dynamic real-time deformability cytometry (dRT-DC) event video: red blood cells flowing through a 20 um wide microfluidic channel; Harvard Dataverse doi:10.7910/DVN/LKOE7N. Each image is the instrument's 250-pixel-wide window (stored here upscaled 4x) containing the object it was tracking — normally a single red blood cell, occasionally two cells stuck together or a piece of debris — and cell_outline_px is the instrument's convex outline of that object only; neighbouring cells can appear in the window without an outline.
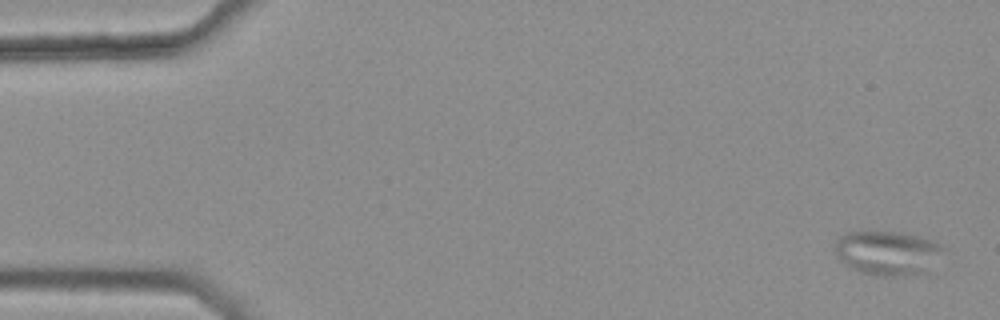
{"species": "common noctule bat (a hibernating species)", "species_latin": "Nyctalus noctula", "temperature_condition": "warm", "stored_images_in_passage": 4, "camera_frame_rate_fps": 3000, "um_per_image_px": 0.085, "animal": {"sex": "female", "body_mass_g": 25.1}, "frame": {"image": 1, "passage_image": 1, "time_ms": 0.0, "image_size_px": [1000, 320], "cell_outline_px": [[944, 248], [924, 272], [892, 276], [876, 276], [860, 272], [852, 268], [840, 260], [836, 256], [836, 240], [844, 232], [900, 232], [920, 236], [932, 240], [940, 244]], "centroid_in_image_um": [75.37, 21.48], "position_along_channel_um": 9.6, "area_um2": 27.4}}